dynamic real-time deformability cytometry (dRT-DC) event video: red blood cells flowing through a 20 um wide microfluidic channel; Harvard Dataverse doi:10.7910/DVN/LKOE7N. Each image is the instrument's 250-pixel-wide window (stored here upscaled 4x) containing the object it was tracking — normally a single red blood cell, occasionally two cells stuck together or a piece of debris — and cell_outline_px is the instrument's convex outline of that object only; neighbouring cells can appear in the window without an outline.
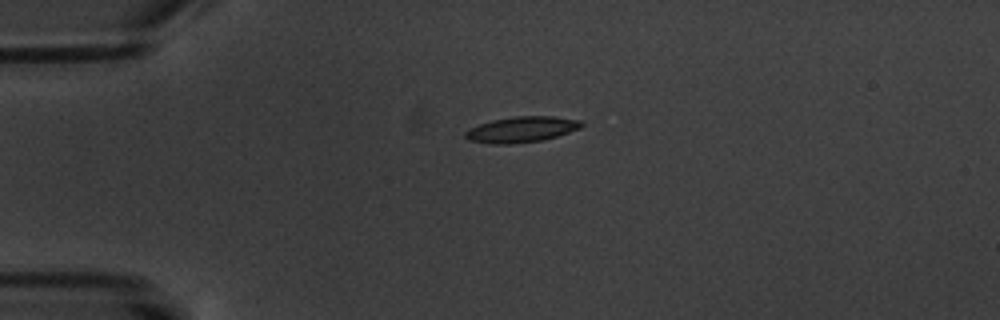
{"species": "common noctule bat (a hibernating species)", "species_latin": "Nyctalus noctula", "temperature_condition": "warm", "stored_images_in_passage": 3, "camera_frame_rate_fps": 3000, "um_per_image_px": 0.085, "animal": {"sex": "male", "body_mass_g": 20.1, "forearm_length_mm": 53.5}, "frame": {"image": 1, "passage_image": 3, "time_ms": 3.333, "image_size_px": [1000, 320], "cell_outline_px": [[584, 124], [580, 128], [556, 136], [540, 140], [508, 144], [492, 144], [468, 140], [464, 136], [464, 132], [468, 128], [492, 120], [516, 116], [556, 116], [580, 120]], "centroid_in_image_um": [44.3, 10.99], "position_along_channel_um": 40.7, "area_um2": 17.34}}